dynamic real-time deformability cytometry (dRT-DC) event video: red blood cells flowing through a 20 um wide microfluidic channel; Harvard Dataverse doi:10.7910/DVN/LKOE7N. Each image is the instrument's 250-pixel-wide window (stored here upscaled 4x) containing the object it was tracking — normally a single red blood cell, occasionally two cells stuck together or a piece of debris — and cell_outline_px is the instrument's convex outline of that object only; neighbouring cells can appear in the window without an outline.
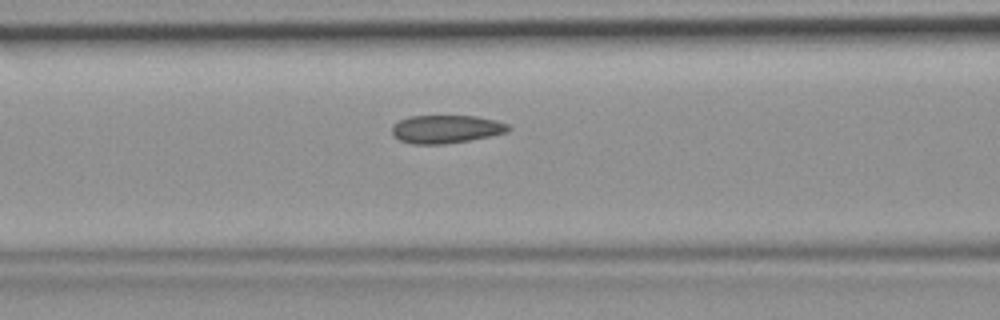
{"species": "common noctule bat (a hibernating species)", "species_latin": "Nyctalus noctula", "temperature_condition": "room temperature", "stored_images_in_passage": 34, "segment_of_instrument_passage": [1, 2], "camera_frame_rate_fps": 3000, "um_per_image_px": 0.085, "animal": {"sex": "female", "body_mass_g": 19.9}, "frame": {"image": 1, "passage_image": 5, "time_ms": 1.333, "image_size_px": [1000, 320], "cell_outline_px": [[512, 128], [508, 132], [468, 140], [444, 144], [412, 144], [400, 140], [392, 136], [392, 124], [408, 116], [476, 116], [496, 120], [508, 124]], "centroid_in_image_um": [37.9, 10.97], "position_along_channel_um": 128.7, "area_um2": 19.13}}
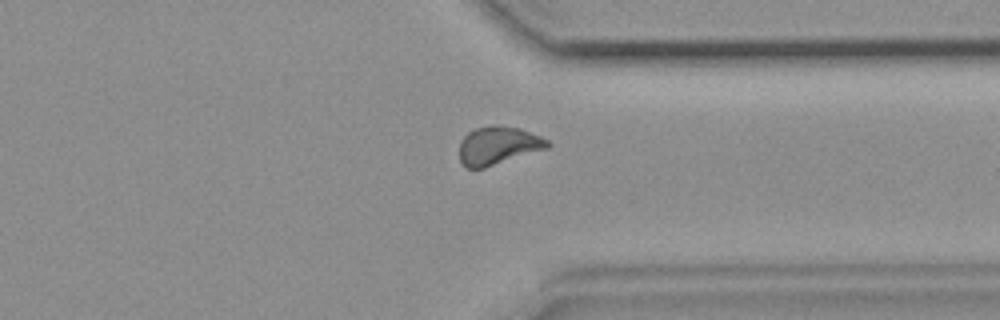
{"frame": {"image": 2, "passage_image": 22, "time_ms": 7.0, "image_size_px": [1000, 320], "cell_outline_px": [[552, 144], [548, 148], [484, 168], [468, 168], [460, 160], [460, 140], [468, 132], [476, 128], [492, 124], [496, 124], [520, 128], [540, 136], [548, 140]], "centroid_in_image_um": [42.35, 12.35], "position_along_channel_um": 369.0, "area_um2": 19.65}}
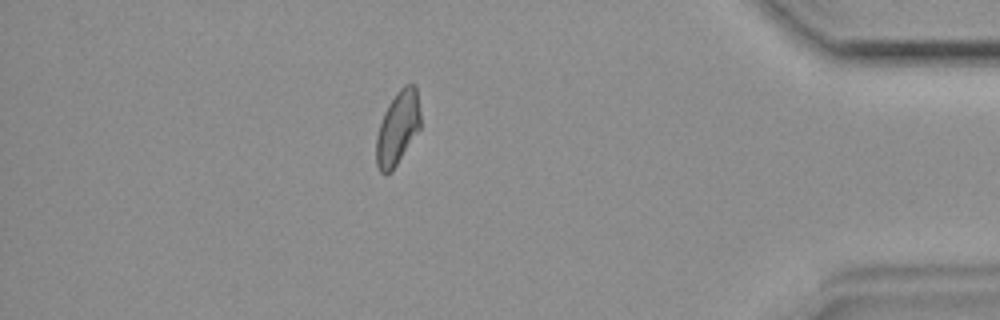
{"frame": {"image": 3, "passage_image": 27, "time_ms": 8.667, "image_size_px": [1000, 320], "cell_outline_px": [[420, 128], [392, 172], [384, 176], [380, 172], [376, 164], [376, 136], [384, 112], [388, 104], [396, 92], [404, 84], [416, 84], [420, 112]], "centroid_in_image_um": [33.79, 10.89], "position_along_channel_um": 401.4, "area_um2": 19.13}}